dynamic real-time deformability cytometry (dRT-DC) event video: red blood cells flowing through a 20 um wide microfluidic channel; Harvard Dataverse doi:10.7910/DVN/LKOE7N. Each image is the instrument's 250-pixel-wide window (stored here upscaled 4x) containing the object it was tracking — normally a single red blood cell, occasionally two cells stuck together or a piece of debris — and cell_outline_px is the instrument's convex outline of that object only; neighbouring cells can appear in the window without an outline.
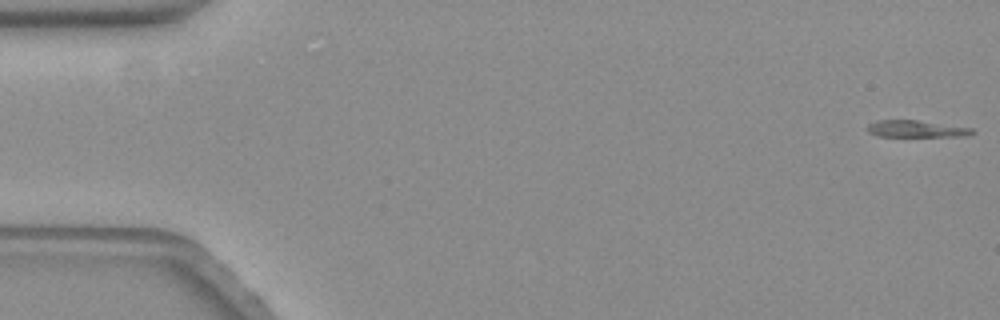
{"species": "common noctule bat (a hibernating species)", "species_latin": "Nyctalus noctula", "temperature_condition": "warm", "stored_images_in_passage": 7, "camera_frame_rate_fps": 3000, "um_per_image_px": 0.085, "animal": {"sex": "female", "body_mass_g": 19.3, "forearm_length_mm": 54.1}, "frame": {"image": 1, "passage_image": 1, "time_ms": 0.0, "image_size_px": [1000, 320], "cell_outline_px": [[976, 132], [964, 136], [880, 136], [868, 132], [868, 124], [876, 120], [916, 120], [972, 128]], "centroid_in_image_um": [77.87, 10.95], "position_along_channel_um": 7.1, "area_um2": 10.12}}